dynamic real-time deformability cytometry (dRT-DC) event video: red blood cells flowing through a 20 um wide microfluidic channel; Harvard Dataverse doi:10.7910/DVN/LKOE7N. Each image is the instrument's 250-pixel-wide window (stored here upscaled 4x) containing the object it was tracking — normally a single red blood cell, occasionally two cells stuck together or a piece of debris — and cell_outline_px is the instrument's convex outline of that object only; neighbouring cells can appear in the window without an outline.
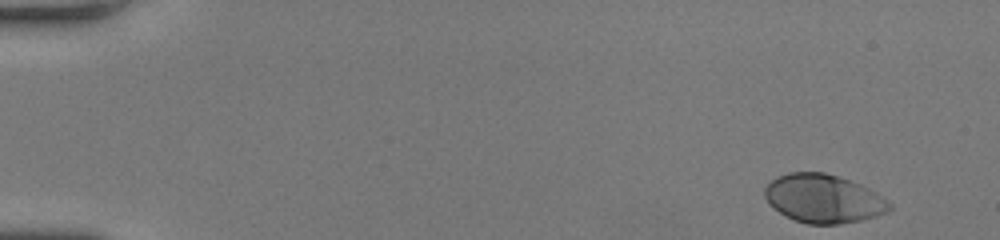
{"species": "human", "species_latin": "Homo sapiens", "temperature_condition": "room temperature", "stored_images_in_passage": 48, "camera_frame_rate_fps": 3000, "um_per_image_px": 0.085, "donor": {"sex": "female"}, "frame": {"image": 1, "passage_image": 1, "time_ms": 0.0, "image_size_px": [1000, 240], "cell_outline_px": [[892, 208], [888, 212], [876, 216], [860, 220], [840, 224], [808, 224], [796, 220], [772, 208], [768, 204], [764, 196], [764, 188], [776, 176], [788, 172], [824, 172], [860, 184], [876, 192], [888, 200], [892, 204]], "centroid_in_image_um": [69.99, 16.88], "position_along_channel_um": 15.0, "area_um2": 35.32}}
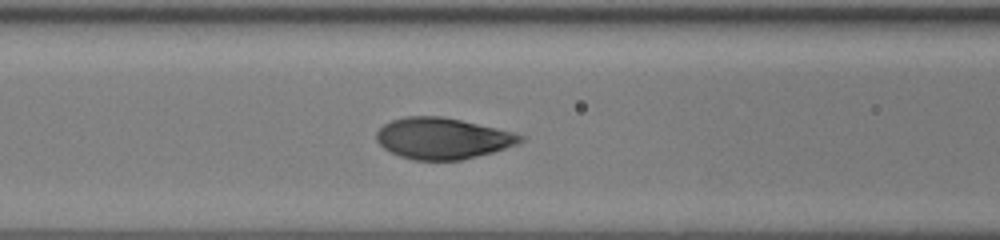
{"frame": {"image": 2, "passage_image": 20, "time_ms": 6.333, "image_size_px": [1000, 240], "cell_outline_px": [[524, 140], [520, 144], [492, 152], [460, 160], [412, 160], [400, 156], [384, 148], [376, 140], [376, 132], [384, 124], [392, 120], [404, 116], [440, 116], [460, 120], [496, 128], [512, 132], [524, 136]], "centroid_in_image_um": [37.61, 11.76], "position_along_channel_um": 129.0, "area_um2": 34.39}}
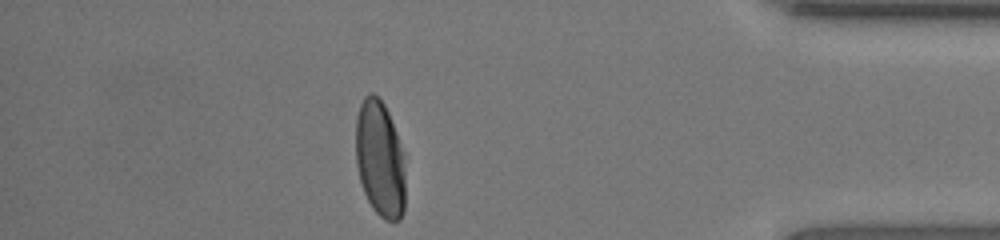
{"frame": {"image": 3, "passage_image": 42, "time_ms": 13.667, "image_size_px": [1000, 240], "cell_outline_px": [[404, 212], [400, 220], [384, 220], [372, 208], [364, 192], [360, 180], [356, 164], [356, 116], [360, 104], [364, 96], [368, 92], [372, 92], [384, 104], [388, 112], [404, 152]], "centroid_in_image_um": [32.29, 13.5], "position_along_channel_um": 402.9, "area_um2": 33.81}, "authors_computed_cell_mechanics": {"area_um2": 34.9112, "velocity_mm_per_s": 4.2041, "shape_relaxation_time_tau1_ms": 2.6061, "shape_relaxation_time_tau2_ms": null, "deformation_change_tau1": 0.1673, "deformation_change_tau2": null}}